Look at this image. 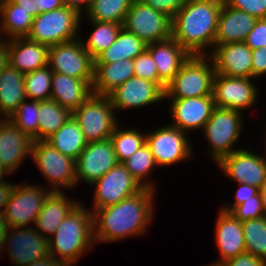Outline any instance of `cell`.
<instances>
[{
  "mask_svg": "<svg viewBox=\"0 0 266 266\" xmlns=\"http://www.w3.org/2000/svg\"><path fill=\"white\" fill-rule=\"evenodd\" d=\"M146 46L147 44L139 37L122 28L114 43L101 52L94 59V63H113L123 59L133 60L146 49Z\"/></svg>",
  "mask_w": 266,
  "mask_h": 266,
  "instance_id": "obj_32",
  "label": "cell"
},
{
  "mask_svg": "<svg viewBox=\"0 0 266 266\" xmlns=\"http://www.w3.org/2000/svg\"><path fill=\"white\" fill-rule=\"evenodd\" d=\"M265 136H266V134H265ZM264 139H266V138L264 137ZM264 143H265L264 145H265V147H266V140H265V142H264ZM265 151H266V149H265ZM265 153H266V152H265ZM265 155H266V154H265Z\"/></svg>",
  "mask_w": 266,
  "mask_h": 266,
  "instance_id": "obj_59",
  "label": "cell"
},
{
  "mask_svg": "<svg viewBox=\"0 0 266 266\" xmlns=\"http://www.w3.org/2000/svg\"><path fill=\"white\" fill-rule=\"evenodd\" d=\"M123 164L142 188L157 190L154 180H150L149 175L155 168H158V166L146 143L125 160Z\"/></svg>",
  "mask_w": 266,
  "mask_h": 266,
  "instance_id": "obj_35",
  "label": "cell"
},
{
  "mask_svg": "<svg viewBox=\"0 0 266 266\" xmlns=\"http://www.w3.org/2000/svg\"><path fill=\"white\" fill-rule=\"evenodd\" d=\"M82 17L77 11L65 6L43 12L33 18L27 38L48 46L75 40L80 37Z\"/></svg>",
  "mask_w": 266,
  "mask_h": 266,
  "instance_id": "obj_6",
  "label": "cell"
},
{
  "mask_svg": "<svg viewBox=\"0 0 266 266\" xmlns=\"http://www.w3.org/2000/svg\"><path fill=\"white\" fill-rule=\"evenodd\" d=\"M45 141L63 155L74 160L87 145L83 132L73 116Z\"/></svg>",
  "mask_w": 266,
  "mask_h": 266,
  "instance_id": "obj_31",
  "label": "cell"
},
{
  "mask_svg": "<svg viewBox=\"0 0 266 266\" xmlns=\"http://www.w3.org/2000/svg\"><path fill=\"white\" fill-rule=\"evenodd\" d=\"M156 192L142 188L115 205L94 210L92 213L95 243L111 244L144 235L154 220Z\"/></svg>",
  "mask_w": 266,
  "mask_h": 266,
  "instance_id": "obj_1",
  "label": "cell"
},
{
  "mask_svg": "<svg viewBox=\"0 0 266 266\" xmlns=\"http://www.w3.org/2000/svg\"><path fill=\"white\" fill-rule=\"evenodd\" d=\"M258 86L254 83V78L215 74L212 89L215 106L232 109L244 114L245 109H252L257 102Z\"/></svg>",
  "mask_w": 266,
  "mask_h": 266,
  "instance_id": "obj_14",
  "label": "cell"
},
{
  "mask_svg": "<svg viewBox=\"0 0 266 266\" xmlns=\"http://www.w3.org/2000/svg\"><path fill=\"white\" fill-rule=\"evenodd\" d=\"M6 175H10L5 169L4 167L2 166V163L0 162V179L2 178H6L5 176Z\"/></svg>",
  "mask_w": 266,
  "mask_h": 266,
  "instance_id": "obj_57",
  "label": "cell"
},
{
  "mask_svg": "<svg viewBox=\"0 0 266 266\" xmlns=\"http://www.w3.org/2000/svg\"><path fill=\"white\" fill-rule=\"evenodd\" d=\"M72 116V112L56 101L47 99L39 101L38 141H45L62 127Z\"/></svg>",
  "mask_w": 266,
  "mask_h": 266,
  "instance_id": "obj_33",
  "label": "cell"
},
{
  "mask_svg": "<svg viewBox=\"0 0 266 266\" xmlns=\"http://www.w3.org/2000/svg\"><path fill=\"white\" fill-rule=\"evenodd\" d=\"M208 56L214 63L215 74L252 78V50L244 42L214 45Z\"/></svg>",
  "mask_w": 266,
  "mask_h": 266,
  "instance_id": "obj_21",
  "label": "cell"
},
{
  "mask_svg": "<svg viewBox=\"0 0 266 266\" xmlns=\"http://www.w3.org/2000/svg\"><path fill=\"white\" fill-rule=\"evenodd\" d=\"M246 252L266 260V216L242 222Z\"/></svg>",
  "mask_w": 266,
  "mask_h": 266,
  "instance_id": "obj_39",
  "label": "cell"
},
{
  "mask_svg": "<svg viewBox=\"0 0 266 266\" xmlns=\"http://www.w3.org/2000/svg\"><path fill=\"white\" fill-rule=\"evenodd\" d=\"M116 113L133 108L159 104L165 100V91L156 83L133 76L108 95Z\"/></svg>",
  "mask_w": 266,
  "mask_h": 266,
  "instance_id": "obj_18",
  "label": "cell"
},
{
  "mask_svg": "<svg viewBox=\"0 0 266 266\" xmlns=\"http://www.w3.org/2000/svg\"><path fill=\"white\" fill-rule=\"evenodd\" d=\"M39 101L25 99L9 120L33 141H38Z\"/></svg>",
  "mask_w": 266,
  "mask_h": 266,
  "instance_id": "obj_40",
  "label": "cell"
},
{
  "mask_svg": "<svg viewBox=\"0 0 266 266\" xmlns=\"http://www.w3.org/2000/svg\"><path fill=\"white\" fill-rule=\"evenodd\" d=\"M244 43L251 49L266 47V19H258Z\"/></svg>",
  "mask_w": 266,
  "mask_h": 266,
  "instance_id": "obj_44",
  "label": "cell"
},
{
  "mask_svg": "<svg viewBox=\"0 0 266 266\" xmlns=\"http://www.w3.org/2000/svg\"><path fill=\"white\" fill-rule=\"evenodd\" d=\"M215 221V241L220 258L215 263L225 261L246 252L242 222L236 219L231 212L220 209Z\"/></svg>",
  "mask_w": 266,
  "mask_h": 266,
  "instance_id": "obj_22",
  "label": "cell"
},
{
  "mask_svg": "<svg viewBox=\"0 0 266 266\" xmlns=\"http://www.w3.org/2000/svg\"><path fill=\"white\" fill-rule=\"evenodd\" d=\"M93 1L94 0H61L63 6L74 9L81 16H83V14L87 12Z\"/></svg>",
  "mask_w": 266,
  "mask_h": 266,
  "instance_id": "obj_50",
  "label": "cell"
},
{
  "mask_svg": "<svg viewBox=\"0 0 266 266\" xmlns=\"http://www.w3.org/2000/svg\"><path fill=\"white\" fill-rule=\"evenodd\" d=\"M172 19L141 0H133L126 14L123 28L139 37L145 44L171 37Z\"/></svg>",
  "mask_w": 266,
  "mask_h": 266,
  "instance_id": "obj_11",
  "label": "cell"
},
{
  "mask_svg": "<svg viewBox=\"0 0 266 266\" xmlns=\"http://www.w3.org/2000/svg\"><path fill=\"white\" fill-rule=\"evenodd\" d=\"M257 20L245 11L230 7L223 2L214 45L244 42Z\"/></svg>",
  "mask_w": 266,
  "mask_h": 266,
  "instance_id": "obj_25",
  "label": "cell"
},
{
  "mask_svg": "<svg viewBox=\"0 0 266 266\" xmlns=\"http://www.w3.org/2000/svg\"><path fill=\"white\" fill-rule=\"evenodd\" d=\"M223 266H266V260L256 257L250 253L239 254L224 263Z\"/></svg>",
  "mask_w": 266,
  "mask_h": 266,
  "instance_id": "obj_48",
  "label": "cell"
},
{
  "mask_svg": "<svg viewBox=\"0 0 266 266\" xmlns=\"http://www.w3.org/2000/svg\"><path fill=\"white\" fill-rule=\"evenodd\" d=\"M51 192V189L37 184L14 183L9 201L2 215L7 226L28 227L29 224L30 226L35 224L43 203Z\"/></svg>",
  "mask_w": 266,
  "mask_h": 266,
  "instance_id": "obj_10",
  "label": "cell"
},
{
  "mask_svg": "<svg viewBox=\"0 0 266 266\" xmlns=\"http://www.w3.org/2000/svg\"><path fill=\"white\" fill-rule=\"evenodd\" d=\"M26 266H66L64 263L57 261L52 256L37 260Z\"/></svg>",
  "mask_w": 266,
  "mask_h": 266,
  "instance_id": "obj_54",
  "label": "cell"
},
{
  "mask_svg": "<svg viewBox=\"0 0 266 266\" xmlns=\"http://www.w3.org/2000/svg\"><path fill=\"white\" fill-rule=\"evenodd\" d=\"M143 3L151 6L155 10L165 13L171 19L181 9L184 0H141Z\"/></svg>",
  "mask_w": 266,
  "mask_h": 266,
  "instance_id": "obj_46",
  "label": "cell"
},
{
  "mask_svg": "<svg viewBox=\"0 0 266 266\" xmlns=\"http://www.w3.org/2000/svg\"><path fill=\"white\" fill-rule=\"evenodd\" d=\"M231 214L240 222L265 216L260 193L236 206Z\"/></svg>",
  "mask_w": 266,
  "mask_h": 266,
  "instance_id": "obj_42",
  "label": "cell"
},
{
  "mask_svg": "<svg viewBox=\"0 0 266 266\" xmlns=\"http://www.w3.org/2000/svg\"><path fill=\"white\" fill-rule=\"evenodd\" d=\"M33 17L11 0L0 3V38L9 40L27 37ZM7 35V36H6ZM3 36V37H2ZM5 37V38H4Z\"/></svg>",
  "mask_w": 266,
  "mask_h": 266,
  "instance_id": "obj_30",
  "label": "cell"
},
{
  "mask_svg": "<svg viewBox=\"0 0 266 266\" xmlns=\"http://www.w3.org/2000/svg\"><path fill=\"white\" fill-rule=\"evenodd\" d=\"M5 250L14 266H26L49 256L48 240L32 226L8 227L0 255Z\"/></svg>",
  "mask_w": 266,
  "mask_h": 266,
  "instance_id": "obj_12",
  "label": "cell"
},
{
  "mask_svg": "<svg viewBox=\"0 0 266 266\" xmlns=\"http://www.w3.org/2000/svg\"><path fill=\"white\" fill-rule=\"evenodd\" d=\"M91 186L95 188L91 212L115 205L142 189L123 163H117Z\"/></svg>",
  "mask_w": 266,
  "mask_h": 266,
  "instance_id": "obj_15",
  "label": "cell"
},
{
  "mask_svg": "<svg viewBox=\"0 0 266 266\" xmlns=\"http://www.w3.org/2000/svg\"><path fill=\"white\" fill-rule=\"evenodd\" d=\"M133 0H94L83 15L88 20L123 24Z\"/></svg>",
  "mask_w": 266,
  "mask_h": 266,
  "instance_id": "obj_36",
  "label": "cell"
},
{
  "mask_svg": "<svg viewBox=\"0 0 266 266\" xmlns=\"http://www.w3.org/2000/svg\"><path fill=\"white\" fill-rule=\"evenodd\" d=\"M67 192L52 191L43 203L34 228L49 240L71 210L80 202L74 201L65 194Z\"/></svg>",
  "mask_w": 266,
  "mask_h": 266,
  "instance_id": "obj_26",
  "label": "cell"
},
{
  "mask_svg": "<svg viewBox=\"0 0 266 266\" xmlns=\"http://www.w3.org/2000/svg\"><path fill=\"white\" fill-rule=\"evenodd\" d=\"M259 193L261 196V201H262V206H263V210L266 216V179L262 182V186L259 189Z\"/></svg>",
  "mask_w": 266,
  "mask_h": 266,
  "instance_id": "obj_56",
  "label": "cell"
},
{
  "mask_svg": "<svg viewBox=\"0 0 266 266\" xmlns=\"http://www.w3.org/2000/svg\"><path fill=\"white\" fill-rule=\"evenodd\" d=\"M235 9L245 11L256 19H266V0H223Z\"/></svg>",
  "mask_w": 266,
  "mask_h": 266,
  "instance_id": "obj_43",
  "label": "cell"
},
{
  "mask_svg": "<svg viewBox=\"0 0 266 266\" xmlns=\"http://www.w3.org/2000/svg\"><path fill=\"white\" fill-rule=\"evenodd\" d=\"M187 134L170 124L146 133V144L158 167H169L194 156L195 151Z\"/></svg>",
  "mask_w": 266,
  "mask_h": 266,
  "instance_id": "obj_9",
  "label": "cell"
},
{
  "mask_svg": "<svg viewBox=\"0 0 266 266\" xmlns=\"http://www.w3.org/2000/svg\"><path fill=\"white\" fill-rule=\"evenodd\" d=\"M32 144L33 140L9 119H0V162L10 175L31 157Z\"/></svg>",
  "mask_w": 266,
  "mask_h": 266,
  "instance_id": "obj_20",
  "label": "cell"
},
{
  "mask_svg": "<svg viewBox=\"0 0 266 266\" xmlns=\"http://www.w3.org/2000/svg\"><path fill=\"white\" fill-rule=\"evenodd\" d=\"M13 187L14 183L11 181H6L4 178L0 179V215L4 213Z\"/></svg>",
  "mask_w": 266,
  "mask_h": 266,
  "instance_id": "obj_49",
  "label": "cell"
},
{
  "mask_svg": "<svg viewBox=\"0 0 266 266\" xmlns=\"http://www.w3.org/2000/svg\"><path fill=\"white\" fill-rule=\"evenodd\" d=\"M266 75V47L252 50V78H261Z\"/></svg>",
  "mask_w": 266,
  "mask_h": 266,
  "instance_id": "obj_47",
  "label": "cell"
},
{
  "mask_svg": "<svg viewBox=\"0 0 266 266\" xmlns=\"http://www.w3.org/2000/svg\"><path fill=\"white\" fill-rule=\"evenodd\" d=\"M223 2L186 0L172 18L171 36L190 55L207 56L212 52Z\"/></svg>",
  "mask_w": 266,
  "mask_h": 266,
  "instance_id": "obj_2",
  "label": "cell"
},
{
  "mask_svg": "<svg viewBox=\"0 0 266 266\" xmlns=\"http://www.w3.org/2000/svg\"><path fill=\"white\" fill-rule=\"evenodd\" d=\"M244 126L243 113L228 108L215 107L203 130L209 145V157L217 164L234 151ZM211 148V149H210ZM233 148V149H232Z\"/></svg>",
  "mask_w": 266,
  "mask_h": 266,
  "instance_id": "obj_5",
  "label": "cell"
},
{
  "mask_svg": "<svg viewBox=\"0 0 266 266\" xmlns=\"http://www.w3.org/2000/svg\"><path fill=\"white\" fill-rule=\"evenodd\" d=\"M214 76V63L208 55H191L166 85L165 99L212 96Z\"/></svg>",
  "mask_w": 266,
  "mask_h": 266,
  "instance_id": "obj_4",
  "label": "cell"
},
{
  "mask_svg": "<svg viewBox=\"0 0 266 266\" xmlns=\"http://www.w3.org/2000/svg\"><path fill=\"white\" fill-rule=\"evenodd\" d=\"M87 143L110 139L116 126V111L108 96L92 94L72 112Z\"/></svg>",
  "mask_w": 266,
  "mask_h": 266,
  "instance_id": "obj_8",
  "label": "cell"
},
{
  "mask_svg": "<svg viewBox=\"0 0 266 266\" xmlns=\"http://www.w3.org/2000/svg\"><path fill=\"white\" fill-rule=\"evenodd\" d=\"M8 63L26 74L48 65L49 46L18 37L7 40Z\"/></svg>",
  "mask_w": 266,
  "mask_h": 266,
  "instance_id": "obj_23",
  "label": "cell"
},
{
  "mask_svg": "<svg viewBox=\"0 0 266 266\" xmlns=\"http://www.w3.org/2000/svg\"><path fill=\"white\" fill-rule=\"evenodd\" d=\"M207 266H223V265L220 264V263H215V262H213V263H210V264L207 265Z\"/></svg>",
  "mask_w": 266,
  "mask_h": 266,
  "instance_id": "obj_58",
  "label": "cell"
},
{
  "mask_svg": "<svg viewBox=\"0 0 266 266\" xmlns=\"http://www.w3.org/2000/svg\"><path fill=\"white\" fill-rule=\"evenodd\" d=\"M90 209L80 201L48 240L49 255L66 266H74L95 246L93 213Z\"/></svg>",
  "mask_w": 266,
  "mask_h": 266,
  "instance_id": "obj_3",
  "label": "cell"
},
{
  "mask_svg": "<svg viewBox=\"0 0 266 266\" xmlns=\"http://www.w3.org/2000/svg\"><path fill=\"white\" fill-rule=\"evenodd\" d=\"M238 189L235 193V200L233 203H226L221 207L222 210L231 212L236 206L243 203L245 200L251 199V197L257 195L259 193V188L251 185H247L244 183H237Z\"/></svg>",
  "mask_w": 266,
  "mask_h": 266,
  "instance_id": "obj_45",
  "label": "cell"
},
{
  "mask_svg": "<svg viewBox=\"0 0 266 266\" xmlns=\"http://www.w3.org/2000/svg\"><path fill=\"white\" fill-rule=\"evenodd\" d=\"M118 163L111 139L87 143L75 160L76 185H92Z\"/></svg>",
  "mask_w": 266,
  "mask_h": 266,
  "instance_id": "obj_17",
  "label": "cell"
},
{
  "mask_svg": "<svg viewBox=\"0 0 266 266\" xmlns=\"http://www.w3.org/2000/svg\"><path fill=\"white\" fill-rule=\"evenodd\" d=\"M92 82L53 72L50 99L73 112L93 94Z\"/></svg>",
  "mask_w": 266,
  "mask_h": 266,
  "instance_id": "obj_27",
  "label": "cell"
},
{
  "mask_svg": "<svg viewBox=\"0 0 266 266\" xmlns=\"http://www.w3.org/2000/svg\"><path fill=\"white\" fill-rule=\"evenodd\" d=\"M30 158L47 180L46 187L51 191L65 192V188L70 191L77 186L75 160L63 155L46 141H33Z\"/></svg>",
  "mask_w": 266,
  "mask_h": 266,
  "instance_id": "obj_7",
  "label": "cell"
},
{
  "mask_svg": "<svg viewBox=\"0 0 266 266\" xmlns=\"http://www.w3.org/2000/svg\"><path fill=\"white\" fill-rule=\"evenodd\" d=\"M39 2L40 14L43 12H49L63 7L61 0H39Z\"/></svg>",
  "mask_w": 266,
  "mask_h": 266,
  "instance_id": "obj_52",
  "label": "cell"
},
{
  "mask_svg": "<svg viewBox=\"0 0 266 266\" xmlns=\"http://www.w3.org/2000/svg\"><path fill=\"white\" fill-rule=\"evenodd\" d=\"M133 76L135 75L132 59H123L113 63H94L92 93L108 96Z\"/></svg>",
  "mask_w": 266,
  "mask_h": 266,
  "instance_id": "obj_28",
  "label": "cell"
},
{
  "mask_svg": "<svg viewBox=\"0 0 266 266\" xmlns=\"http://www.w3.org/2000/svg\"><path fill=\"white\" fill-rule=\"evenodd\" d=\"M25 99L24 74L8 64L0 73V119H9Z\"/></svg>",
  "mask_w": 266,
  "mask_h": 266,
  "instance_id": "obj_29",
  "label": "cell"
},
{
  "mask_svg": "<svg viewBox=\"0 0 266 266\" xmlns=\"http://www.w3.org/2000/svg\"><path fill=\"white\" fill-rule=\"evenodd\" d=\"M13 3L19 5L21 9L28 12L33 18L40 14L39 0H11Z\"/></svg>",
  "mask_w": 266,
  "mask_h": 266,
  "instance_id": "obj_51",
  "label": "cell"
},
{
  "mask_svg": "<svg viewBox=\"0 0 266 266\" xmlns=\"http://www.w3.org/2000/svg\"><path fill=\"white\" fill-rule=\"evenodd\" d=\"M133 63L134 75L136 77L156 82L165 91L166 85L159 79L155 62L147 49L133 59Z\"/></svg>",
  "mask_w": 266,
  "mask_h": 266,
  "instance_id": "obj_41",
  "label": "cell"
},
{
  "mask_svg": "<svg viewBox=\"0 0 266 266\" xmlns=\"http://www.w3.org/2000/svg\"><path fill=\"white\" fill-rule=\"evenodd\" d=\"M88 22L94 29L90 36L83 39L84 36H80L81 41L86 51L95 59L101 52L108 49L116 40V37L120 30L123 28V24L112 22H101L89 20Z\"/></svg>",
  "mask_w": 266,
  "mask_h": 266,
  "instance_id": "obj_34",
  "label": "cell"
},
{
  "mask_svg": "<svg viewBox=\"0 0 266 266\" xmlns=\"http://www.w3.org/2000/svg\"><path fill=\"white\" fill-rule=\"evenodd\" d=\"M52 76L53 71L48 65L24 74L26 99L36 101L50 99Z\"/></svg>",
  "mask_w": 266,
  "mask_h": 266,
  "instance_id": "obj_38",
  "label": "cell"
},
{
  "mask_svg": "<svg viewBox=\"0 0 266 266\" xmlns=\"http://www.w3.org/2000/svg\"><path fill=\"white\" fill-rule=\"evenodd\" d=\"M120 126V124L116 126L110 139L118 163H123L146 143V133L136 128L123 129Z\"/></svg>",
  "mask_w": 266,
  "mask_h": 266,
  "instance_id": "obj_37",
  "label": "cell"
},
{
  "mask_svg": "<svg viewBox=\"0 0 266 266\" xmlns=\"http://www.w3.org/2000/svg\"><path fill=\"white\" fill-rule=\"evenodd\" d=\"M146 49L155 62L159 79L167 85L191 56L174 38L150 43Z\"/></svg>",
  "mask_w": 266,
  "mask_h": 266,
  "instance_id": "obj_24",
  "label": "cell"
},
{
  "mask_svg": "<svg viewBox=\"0 0 266 266\" xmlns=\"http://www.w3.org/2000/svg\"><path fill=\"white\" fill-rule=\"evenodd\" d=\"M173 122L171 125L186 133L203 130L210 119L215 103L213 96L190 97L185 99H165Z\"/></svg>",
  "mask_w": 266,
  "mask_h": 266,
  "instance_id": "obj_19",
  "label": "cell"
},
{
  "mask_svg": "<svg viewBox=\"0 0 266 266\" xmlns=\"http://www.w3.org/2000/svg\"><path fill=\"white\" fill-rule=\"evenodd\" d=\"M48 66L53 72L82 80H93L94 59L81 38L49 46Z\"/></svg>",
  "mask_w": 266,
  "mask_h": 266,
  "instance_id": "obj_13",
  "label": "cell"
},
{
  "mask_svg": "<svg viewBox=\"0 0 266 266\" xmlns=\"http://www.w3.org/2000/svg\"><path fill=\"white\" fill-rule=\"evenodd\" d=\"M7 229H8L7 223L4 221L3 216L0 215V251Z\"/></svg>",
  "mask_w": 266,
  "mask_h": 266,
  "instance_id": "obj_55",
  "label": "cell"
},
{
  "mask_svg": "<svg viewBox=\"0 0 266 266\" xmlns=\"http://www.w3.org/2000/svg\"><path fill=\"white\" fill-rule=\"evenodd\" d=\"M247 148L223 157L216 165L234 183H244L261 188L266 179V155Z\"/></svg>",
  "mask_w": 266,
  "mask_h": 266,
  "instance_id": "obj_16",
  "label": "cell"
},
{
  "mask_svg": "<svg viewBox=\"0 0 266 266\" xmlns=\"http://www.w3.org/2000/svg\"><path fill=\"white\" fill-rule=\"evenodd\" d=\"M8 64L7 40L0 38V73Z\"/></svg>",
  "mask_w": 266,
  "mask_h": 266,
  "instance_id": "obj_53",
  "label": "cell"
}]
</instances>
